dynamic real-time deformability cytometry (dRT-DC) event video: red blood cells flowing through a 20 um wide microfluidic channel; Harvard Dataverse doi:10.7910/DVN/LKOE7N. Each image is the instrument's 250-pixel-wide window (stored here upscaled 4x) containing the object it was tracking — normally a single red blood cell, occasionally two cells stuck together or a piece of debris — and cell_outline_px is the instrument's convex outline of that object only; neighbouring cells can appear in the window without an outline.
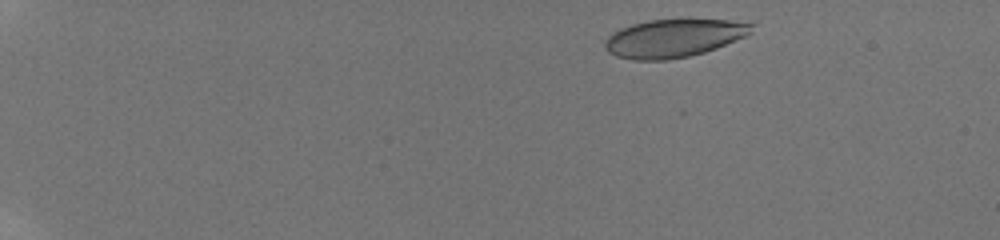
{"species": "human", "species_latin": "Homo sapiens", "temperature_condition": "room temperature", "stored_images_in_passage": 16, "camera_frame_rate_fps": 3000, "um_per_image_px": 0.085, "donor": {"sex": "male"}, "frame": {"image": 1, "passage_image": 4, "time_ms": 1.0, "image_size_px": [1000, 240], "cell_outline_px": [[756, 24], [752, 32], [748, 36], [716, 48], [704, 52], [688, 56], [668, 60], [636, 60], [616, 56], [608, 52], [604, 48], [604, 40], [608, 36], [620, 28], [632, 24], [648, 20], [728, 20]], "centroid_in_image_um": [57.27, 3.25], "position_along_channel_um": 27.7, "area_um2": 32.6}}
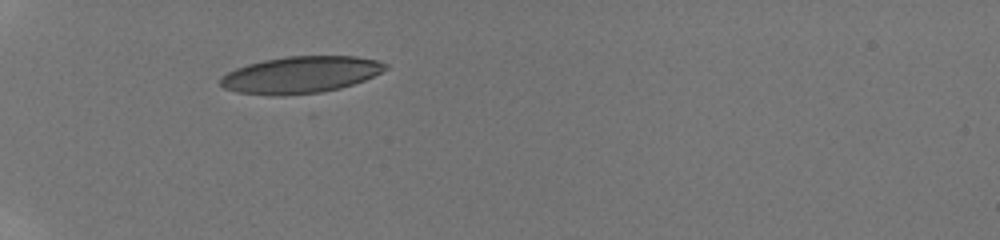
{"frame": {"image": 2, "passage_image": 14, "time_ms": 4.667, "image_size_px": [1000, 240], "cell_outline_px": [[388, 68], [364, 80], [340, 88], [320, 92], [276, 96], [272, 96], [236, 92], [224, 88], [220, 84], [220, 80], [228, 72], [236, 68], [248, 64], [264, 60], [284, 56], [356, 56], [376, 60], [388, 64]], "centroid_in_image_um": [25.54, 6.35], "position_along_channel_um": 59.5, "area_um2": 35.2}}